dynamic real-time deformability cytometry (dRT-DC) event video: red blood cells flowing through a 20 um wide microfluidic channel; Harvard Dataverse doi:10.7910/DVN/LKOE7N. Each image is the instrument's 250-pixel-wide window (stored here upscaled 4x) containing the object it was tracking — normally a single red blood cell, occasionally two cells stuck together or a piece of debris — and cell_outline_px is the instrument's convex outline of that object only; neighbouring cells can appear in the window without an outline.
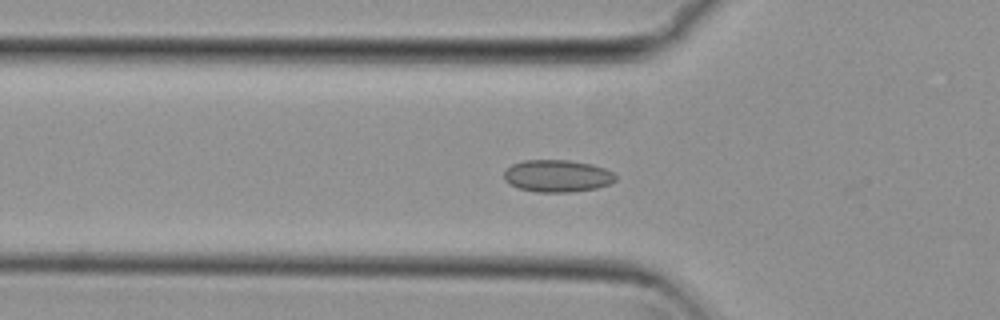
{"species": "common noctule bat (a hibernating species)", "species_latin": "Nyctalus noctula", "temperature_condition": "cold", "stored_images_in_passage": 54, "camera_frame_rate_fps": 3000, "um_per_image_px": 0.085, "animal": {"sex": "female", "body_mass_g": 29.2, "forearm_length_mm": 56.3}, "frame": {"image": 1, "passage_image": 17, "time_ms": 5.333, "image_size_px": [1000, 320], "cell_outline_px": [[616, 180], [608, 184], [596, 188], [572, 192], [536, 192], [520, 188], [508, 184], [504, 180], [504, 172], [512, 164], [524, 160], [568, 160], [592, 164], [604, 168], [612, 172], [616, 176]], "centroid_in_image_um": [47.35, 14.95], "position_along_channel_um": 78.4, "area_um2": 20.92}}
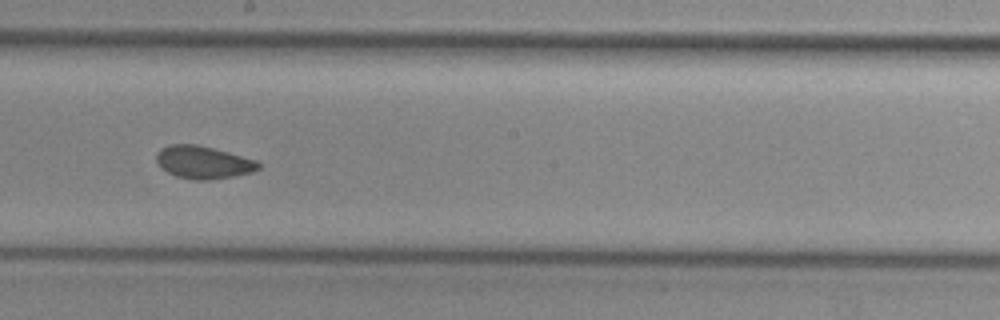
{"frame": {"image": 2, "passage_image": 29, "time_ms": 9.333, "image_size_px": [1000, 320], "cell_outline_px": [[260, 168], [252, 172], [232, 176], [208, 180], [192, 180], [176, 176], [160, 168], [156, 160], [156, 156], [160, 148], [172, 144], [196, 144], [228, 152], [256, 160], [260, 164]], "centroid_in_image_um": [17.25, 13.8], "position_along_channel_um": 231.0, "area_um2": 19.36}}
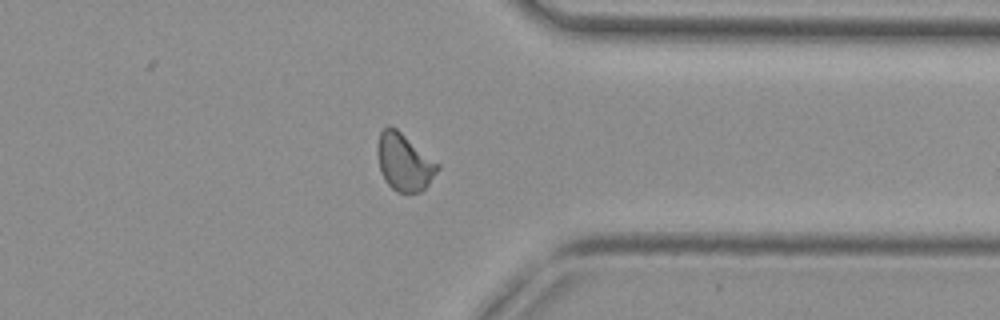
{"frame": {"image": 3, "passage_image": 41, "time_ms": 13.333, "image_size_px": [1000, 320], "cell_outline_px": [[440, 168], [428, 184], [420, 192], [396, 192], [384, 180], [380, 172], [376, 152], [376, 144], [380, 132], [388, 124], [396, 128], [440, 164]], "centroid_in_image_um": [34.32, 13.76], "position_along_channel_um": 377.1, "area_um2": 20.23}, "authors_computed_cell_mechanics": {"area_um2": 19.652, "velocity_mm_per_s": 3.8051, "shape_relaxation_time_tau1_ms": null, "shape_relaxation_time_tau2_ms": 1.9572, "deformation_change_tau1": null, "deformation_change_tau2": 0.0567}}